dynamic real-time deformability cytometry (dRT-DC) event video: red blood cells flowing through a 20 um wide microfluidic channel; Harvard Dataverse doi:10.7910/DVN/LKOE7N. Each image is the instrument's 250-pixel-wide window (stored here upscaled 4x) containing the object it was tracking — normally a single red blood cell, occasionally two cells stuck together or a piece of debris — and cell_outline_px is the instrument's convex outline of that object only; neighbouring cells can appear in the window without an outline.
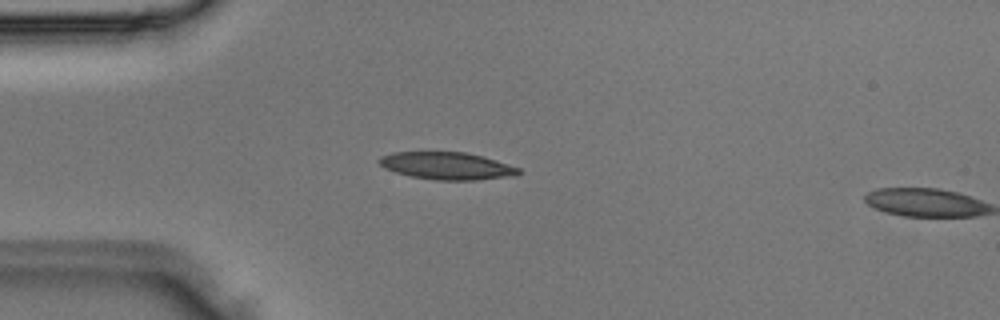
{"species": "Egyptian fruit bat (a non-hibernating species)", "species_latin": "Rousettus aegyptiacus", "temperature_condition": "room temperature", "stored_images_in_passage": 5, "camera_frame_rate_fps": 3000, "um_per_image_px": 0.085, "animal": {"sex": "male"}, "frame": {"image": 1, "passage_image": 4, "time_ms": 1.0, "image_size_px": [1000, 320], "cell_outline_px": [[524, 172], [516, 176], [476, 180], [436, 180], [412, 176], [396, 172], [384, 168], [376, 160], [380, 156], [392, 152], [464, 152], [480, 156], [520, 168]], "centroid_in_image_um": [37.98, 14.1], "position_along_channel_um": 47.0, "area_um2": 22.2}}